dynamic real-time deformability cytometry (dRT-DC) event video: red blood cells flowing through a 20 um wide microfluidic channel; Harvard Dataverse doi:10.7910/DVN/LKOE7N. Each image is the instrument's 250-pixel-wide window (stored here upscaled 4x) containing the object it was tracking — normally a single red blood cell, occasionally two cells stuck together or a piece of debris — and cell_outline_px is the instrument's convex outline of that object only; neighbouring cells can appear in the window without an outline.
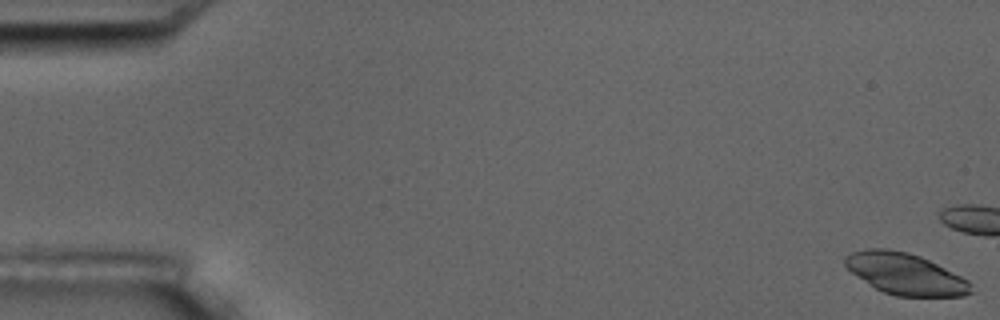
{"species": "common noctule bat (a hibernating species)", "species_latin": "Nyctalus noctula", "temperature_condition": "room temperature", "stored_images_in_passage": 6, "camera_frame_rate_fps": 3000, "um_per_image_px": 0.085, "animal": {"sex": "male", "body_mass_g": 17.5, "forearm_length_mm": 52.3}, "frame": {"image": 1, "passage_image": 1, "time_ms": 0.0, "image_size_px": [1000, 320], "cell_outline_px": [[972, 292], [964, 296], [896, 296], [884, 292], [876, 288], [852, 272], [844, 264], [844, 256], [852, 252], [868, 248], [888, 248], [908, 252], [920, 256], [968, 280], [972, 284]], "centroid_in_image_um": [76.95, 23.27], "position_along_channel_um": 8.1, "area_um2": 30.06}}